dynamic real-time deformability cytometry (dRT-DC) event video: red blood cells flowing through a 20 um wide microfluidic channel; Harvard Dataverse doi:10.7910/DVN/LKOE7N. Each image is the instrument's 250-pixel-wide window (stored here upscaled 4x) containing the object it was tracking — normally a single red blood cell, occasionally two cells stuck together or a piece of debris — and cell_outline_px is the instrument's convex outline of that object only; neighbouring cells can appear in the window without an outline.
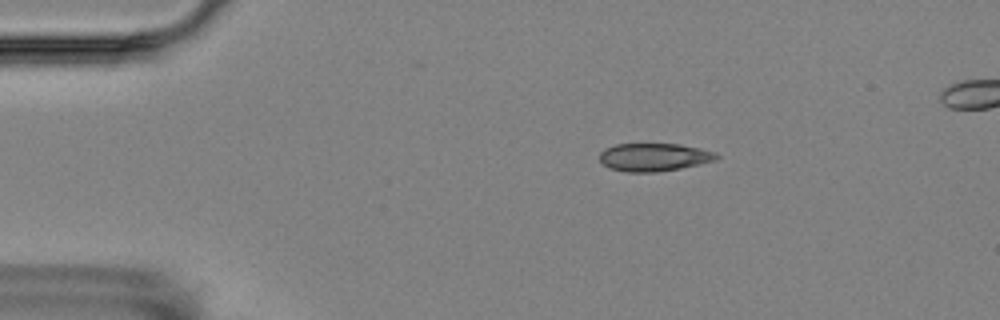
{"species": "Egyptian fruit bat (a non-hibernating species)", "species_latin": "Rousettus aegyptiacus", "temperature_condition": "room temperature", "stored_images_in_passage": 16, "camera_frame_rate_fps": 3000, "um_per_image_px": 0.085, "animal": {"sex": "female"}, "frame": {"image": 1, "passage_image": 3, "time_ms": 2.333, "image_size_px": [1000, 320], "cell_outline_px": [[720, 156], [716, 160], [700, 164], [680, 168], [656, 172], [624, 172], [608, 168], [600, 160], [600, 152], [604, 148], [616, 144], [680, 144], [700, 148], [716, 152]], "centroid_in_image_um": [55.59, 13.36], "position_along_channel_um": 29.4, "area_um2": 19.19}}
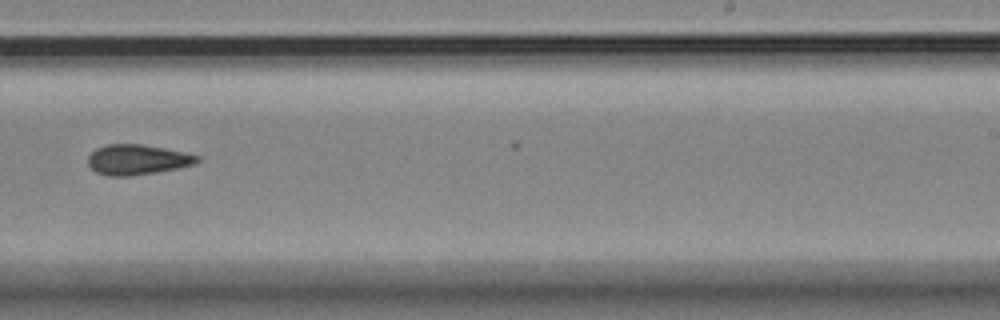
{"frame": {"image": 2, "passage_image": 10, "time_ms": 10.667, "image_size_px": [1000, 320], "cell_outline_px": [[200, 160], [196, 164], [156, 172], [132, 176], [108, 176], [96, 172], [88, 164], [88, 156], [96, 148], [108, 144], [140, 144], [164, 148], [184, 152], [200, 156]], "centroid_in_image_um": [11.67, 13.57], "position_along_channel_um": 277.3, "area_um2": 19.19}}
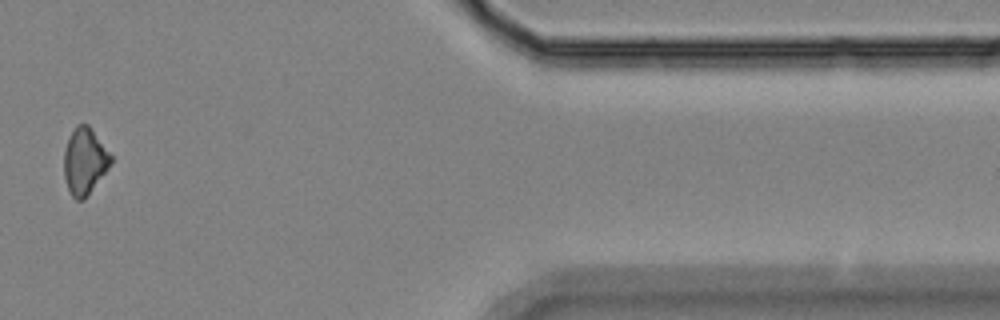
{"frame": {"image": 3, "passage_image": 14, "time_ms": 15.333, "image_size_px": [1000, 320], "cell_outline_px": [[112, 164], [84, 200], [76, 200], [72, 196], [68, 188], [64, 176], [64, 152], [68, 140], [76, 124], [88, 124], [112, 156]], "centroid_in_image_um": [7.2, 13.72], "position_along_channel_um": 404.2, "area_um2": 18.03}}